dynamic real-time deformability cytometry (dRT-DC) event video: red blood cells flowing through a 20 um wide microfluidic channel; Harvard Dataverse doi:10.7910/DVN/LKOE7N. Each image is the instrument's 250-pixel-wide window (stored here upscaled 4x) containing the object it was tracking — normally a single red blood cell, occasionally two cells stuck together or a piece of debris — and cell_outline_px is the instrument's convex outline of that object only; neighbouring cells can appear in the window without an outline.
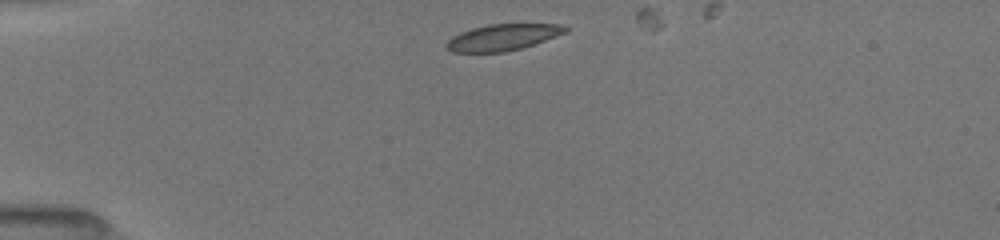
{"species": "common noctule bat (a hibernating species)", "species_latin": "Nyctalus noctula", "temperature_condition": "room temperature", "stored_images_in_passage": 11, "camera_frame_rate_fps": 3000, "um_per_image_px": 0.085, "animal": {"sex": "female", "body_mass_g": 19.5, "forearm_length_mm": 54.1}, "frame": {"image": 1, "passage_image": 1, "time_ms": 0.0, "image_size_px": [1000, 240], "cell_outline_px": [[572, 28], [568, 32], [520, 48], [504, 52], [452, 52], [444, 48], [444, 44], [452, 36], [460, 32], [472, 28], [488, 24], [560, 24]], "centroid_in_image_um": [42.71, 3.16], "position_along_channel_um": 42.3, "area_um2": 18.32}}
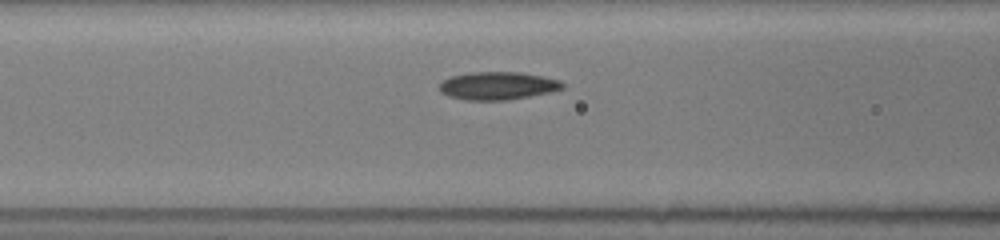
{"frame": {"image": 2, "passage_image": 10, "time_ms": 3.0, "image_size_px": [1000, 240], "cell_outline_px": [[564, 88], [552, 92], [508, 100], [468, 100], [448, 96], [440, 92], [440, 84], [444, 80], [452, 76], [472, 72], [520, 72], [544, 76], [560, 80], [564, 84]], "centroid_in_image_um": [42.35, 7.29], "position_along_channel_um": 124.3, "area_um2": 20.06}}